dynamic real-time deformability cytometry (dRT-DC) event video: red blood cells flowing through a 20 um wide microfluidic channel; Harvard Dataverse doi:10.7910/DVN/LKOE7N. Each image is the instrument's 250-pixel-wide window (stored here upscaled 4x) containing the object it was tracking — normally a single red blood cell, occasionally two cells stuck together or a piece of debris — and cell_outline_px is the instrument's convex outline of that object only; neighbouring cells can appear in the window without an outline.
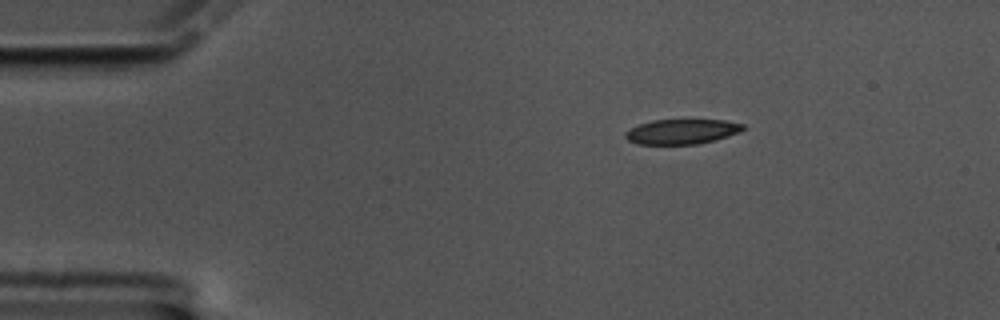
{"species": "common noctule bat (a hibernating species)", "species_latin": "Nyctalus noctula", "temperature_condition": "cold", "stored_images_in_passage": 14, "camera_frame_rate_fps": 3000, "um_per_image_px": 0.085, "animal": {"sex": "male", "body_mass_g": 17.5, "forearm_length_mm": 52.3}, "frame": {"image": 1, "passage_image": 1, "time_ms": 0.0, "image_size_px": [1000, 320], "cell_outline_px": [[744, 128], [740, 132], [728, 136], [696, 144], [636, 144], [628, 140], [624, 136], [624, 132], [628, 128], [652, 120], [724, 120], [744, 124]], "centroid_in_image_um": [57.91, 11.18], "position_along_channel_um": 27.1, "area_um2": 17.05}}
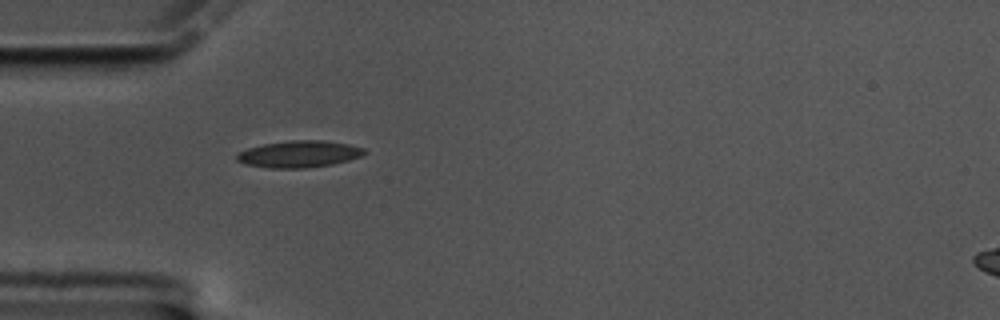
{"frame": {"image": 2, "passage_image": 9, "time_ms": 2.667, "image_size_px": [1000, 320], "cell_outline_px": [[368, 152], [360, 156], [348, 160], [332, 164], [304, 168], [268, 168], [244, 164], [236, 160], [236, 156], [240, 152], [248, 148], [264, 144], [292, 140], [324, 140], [348, 144], [364, 148]], "centroid_in_image_um": [25.42, 13.09], "position_along_channel_um": 59.6, "area_um2": 19.83}}